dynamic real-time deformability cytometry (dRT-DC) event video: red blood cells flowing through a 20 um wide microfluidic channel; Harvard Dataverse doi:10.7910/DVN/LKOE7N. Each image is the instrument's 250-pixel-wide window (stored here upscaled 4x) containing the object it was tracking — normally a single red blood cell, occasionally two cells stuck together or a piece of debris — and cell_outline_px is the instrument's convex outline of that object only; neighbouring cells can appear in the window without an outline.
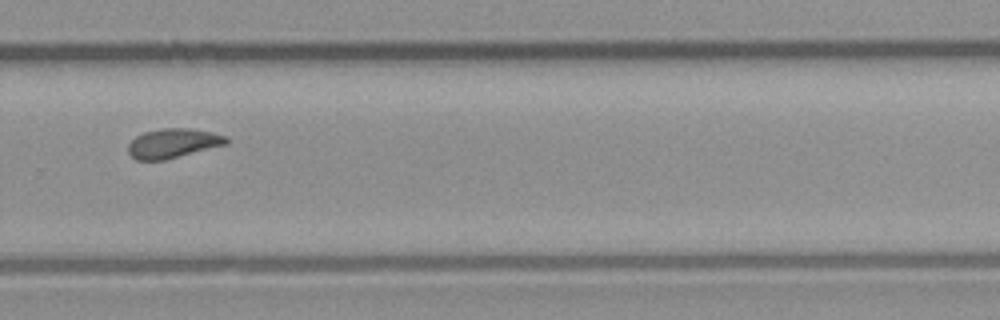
{"species": "common noctule bat (a hibernating species)", "species_latin": "Nyctalus noctula", "temperature_condition": "room temperature", "stored_images_in_passage": 10, "camera_frame_rate_fps": 3000, "um_per_image_px": 0.085, "animal": {"sex": "male", "body_mass_g": 23.1, "forearm_length_mm": 52.7}, "frame": {"image": 1, "passage_image": 10, "time_ms": 3.0, "image_size_px": [1000, 320], "cell_outline_px": [[228, 144], [164, 160], [136, 160], [128, 152], [128, 144], [136, 136], [144, 132], [164, 128], [192, 128], [212, 132], [228, 136]], "centroid_in_image_um": [14.73, 12.17], "position_along_channel_um": 315.1, "area_um2": 16.88}}